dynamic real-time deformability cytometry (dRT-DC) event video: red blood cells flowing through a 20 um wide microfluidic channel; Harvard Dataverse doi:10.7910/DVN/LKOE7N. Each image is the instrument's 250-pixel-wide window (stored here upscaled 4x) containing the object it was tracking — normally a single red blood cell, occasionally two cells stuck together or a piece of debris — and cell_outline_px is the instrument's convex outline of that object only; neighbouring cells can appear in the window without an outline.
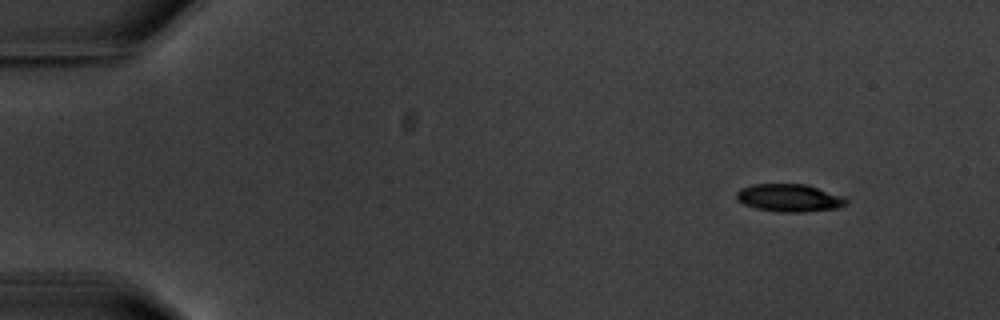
{"species": "common noctule bat (a hibernating species)", "species_latin": "Nyctalus noctula", "temperature_condition": "warm", "stored_images_in_passage": 4, "camera_frame_rate_fps": 3000, "um_per_image_px": 0.085, "animal": {"sex": "male", "body_mass_g": 20.1, "forearm_length_mm": 53.5}, "frame": {"image": 1, "passage_image": 1, "time_ms": 0.0, "image_size_px": [1000, 320], "cell_outline_px": [[848, 204], [836, 208], [804, 212], [780, 212], [756, 208], [744, 204], [736, 200], [736, 192], [740, 188], [752, 184], [804, 184], [844, 196], [848, 200]], "centroid_in_image_um": [67.08, 16.82], "position_along_channel_um": 17.9, "area_um2": 17.74}}